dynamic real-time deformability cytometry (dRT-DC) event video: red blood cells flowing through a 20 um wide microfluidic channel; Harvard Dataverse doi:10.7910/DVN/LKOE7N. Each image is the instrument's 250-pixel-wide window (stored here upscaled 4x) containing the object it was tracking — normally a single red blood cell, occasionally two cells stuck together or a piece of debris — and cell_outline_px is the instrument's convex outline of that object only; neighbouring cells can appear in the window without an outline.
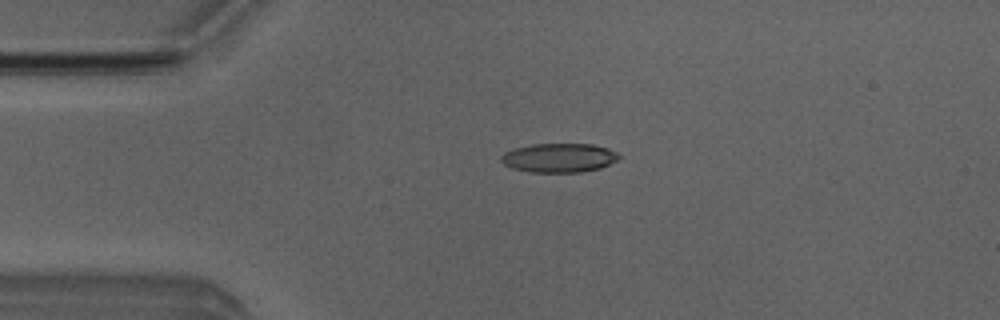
{"species": "Egyptian fruit bat (a non-hibernating species)", "species_latin": "Rousettus aegyptiacus", "temperature_condition": "room temperature", "stored_images_in_passage": 7, "camera_frame_rate_fps": 3000, "um_per_image_px": 0.085, "animal": {"sex": "male"}, "frame": {"image": 1, "passage_image": 3, "time_ms": 2.333, "image_size_px": [1000, 320], "cell_outline_px": [[620, 156], [616, 160], [600, 168], [580, 172], [528, 172], [512, 168], [504, 164], [500, 160], [500, 156], [504, 152], [516, 148], [532, 144], [592, 144], [608, 148], [616, 152]], "centroid_in_image_um": [47.49, 13.41], "position_along_channel_um": 37.5, "area_um2": 19.88}}
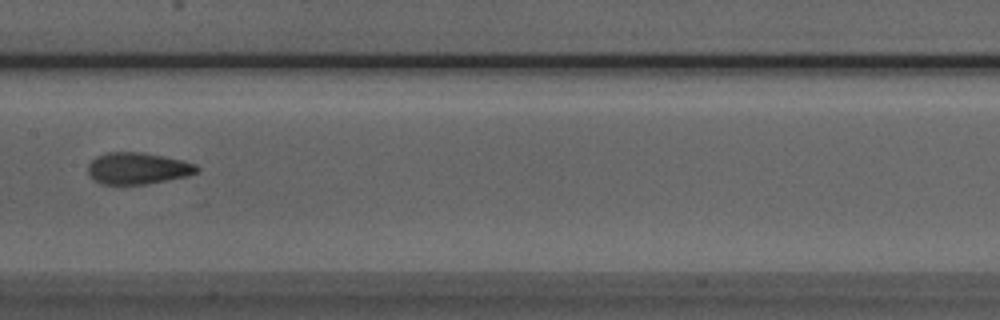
{"frame": {"image": 2, "passage_image": 7, "time_ms": 7.0, "image_size_px": [1000, 320], "cell_outline_px": [[200, 168], [196, 172], [188, 176], [144, 184], [100, 184], [88, 172], [88, 164], [96, 156], [108, 152], [140, 152], [180, 160], [196, 164]], "centroid_in_image_um": [11.69, 14.31], "position_along_channel_um": 195.7, "area_um2": 19.77}}